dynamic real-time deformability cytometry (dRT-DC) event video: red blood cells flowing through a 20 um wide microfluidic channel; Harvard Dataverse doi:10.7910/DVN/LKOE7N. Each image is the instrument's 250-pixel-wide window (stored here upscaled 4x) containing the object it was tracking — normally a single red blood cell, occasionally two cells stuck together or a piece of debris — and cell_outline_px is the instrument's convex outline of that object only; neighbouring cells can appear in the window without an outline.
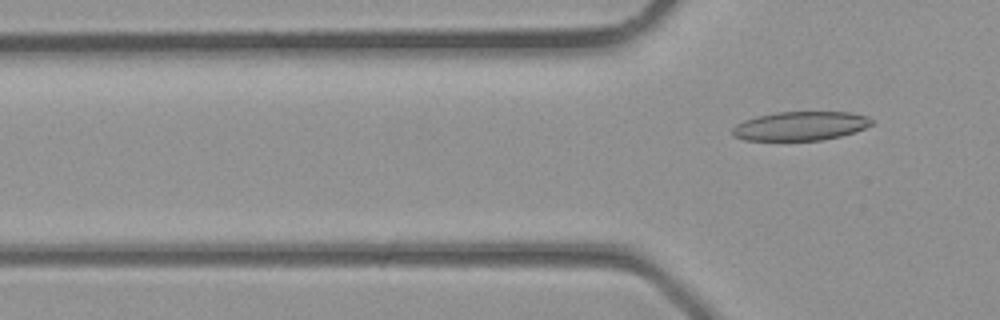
{"species": "common noctule bat (a hibernating species)", "species_latin": "Nyctalus noctula", "temperature_condition": "room temperature", "stored_images_in_passage": 3, "camera_frame_rate_fps": 3000, "um_per_image_px": 0.085, "animal": {"sex": "male", "body_mass_g": 23.1, "forearm_length_mm": 52.7}, "frame": {"image": 1, "passage_image": 3, "time_ms": 0.667, "image_size_px": [1000, 320], "cell_outline_px": [[872, 124], [864, 128], [840, 136], [824, 140], [744, 140], [732, 136], [732, 128], [736, 124], [744, 120], [756, 116], [780, 112], [852, 112], [868, 116], [872, 120]], "centroid_in_image_um": [68.01, 10.71], "position_along_channel_um": 57.8, "area_um2": 23.47}}